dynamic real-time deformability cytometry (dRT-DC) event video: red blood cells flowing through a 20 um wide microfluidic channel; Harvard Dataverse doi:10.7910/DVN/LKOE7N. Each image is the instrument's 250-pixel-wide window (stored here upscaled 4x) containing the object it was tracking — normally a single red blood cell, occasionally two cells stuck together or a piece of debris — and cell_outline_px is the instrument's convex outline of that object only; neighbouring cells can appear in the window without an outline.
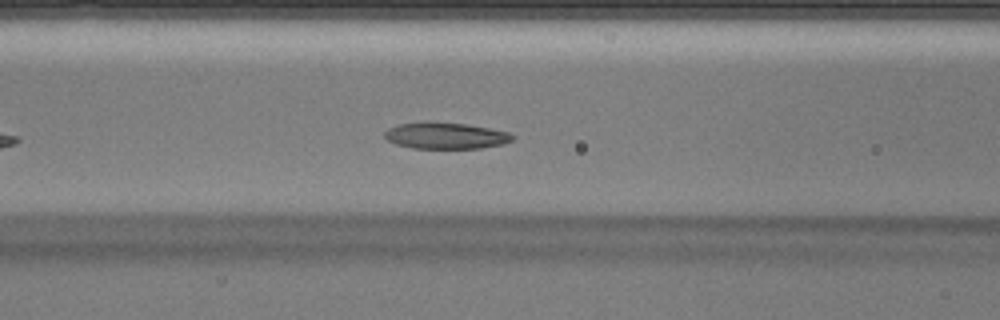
{"species": "Egyptian fruit bat (a non-hibernating species)", "species_latin": "Rousettus aegyptiacus", "temperature_condition": "warm", "stored_images_in_passage": 17, "camera_frame_rate_fps": 3000, "um_per_image_px": 0.085, "animal": {"sex": "male"}, "frame": {"image": 1, "passage_image": 10, "time_ms": 3.0, "image_size_px": [1000, 320], "cell_outline_px": [[516, 136], [512, 140], [504, 144], [480, 148], [412, 148], [396, 144], [388, 140], [384, 136], [384, 132], [388, 128], [400, 124], [424, 120], [464, 124], [488, 128], [508, 132]], "centroid_in_image_um": [37.86, 11.52], "position_along_channel_um": 128.7, "area_um2": 19.83}}